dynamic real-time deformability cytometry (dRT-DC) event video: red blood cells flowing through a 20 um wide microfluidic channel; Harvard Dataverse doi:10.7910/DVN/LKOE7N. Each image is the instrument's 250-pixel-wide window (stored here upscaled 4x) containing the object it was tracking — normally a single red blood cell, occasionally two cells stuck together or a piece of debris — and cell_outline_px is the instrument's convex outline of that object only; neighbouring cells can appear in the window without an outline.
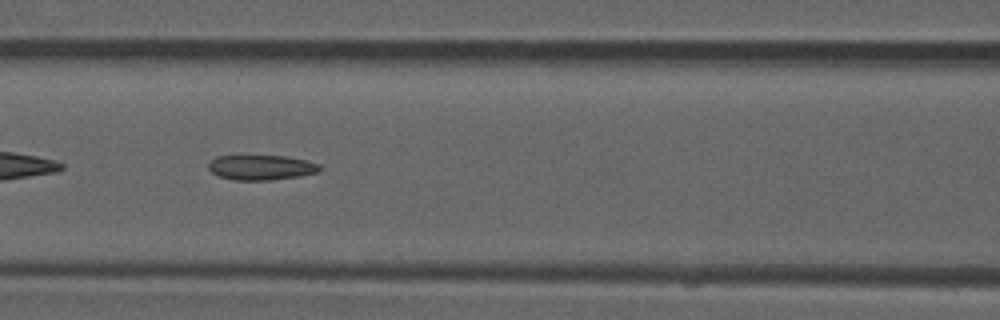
{"species": "common noctule bat (a hibernating species)", "species_latin": "Nyctalus noctula", "temperature_condition": "room temperature", "stored_images_in_passage": 51, "camera_frame_rate_fps": 3000, "um_per_image_px": 0.085, "animal": {"sex": "male", "forearm_length_mm": 52.5}, "frame": {"image": 1, "passage_image": 22, "time_ms": 7.0, "image_size_px": [1000, 320], "cell_outline_px": [[324, 168], [320, 172], [300, 176], [268, 180], [236, 180], [216, 176], [208, 168], [208, 164], [216, 156], [288, 156], [308, 160], [320, 164]], "centroid_in_image_um": [22.26, 14.23], "position_along_channel_um": 144.3, "area_um2": 16.42}, "authors_computed_cell_mechanics": {"area_um2": 16.5308, "velocity_mm_per_s": 3.9347, "shape_relaxation_time_tau1_ms": null, "shape_relaxation_time_tau2_ms": 6.5723, "deformation_change_tau1": null, "deformation_change_tau2": 0.1677}}